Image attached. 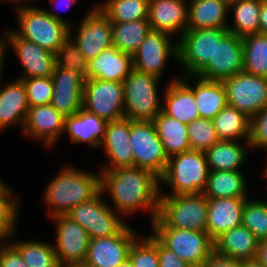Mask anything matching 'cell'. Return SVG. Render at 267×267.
Returning a JSON list of instances; mask_svg holds the SVG:
<instances>
[{
    "label": "cell",
    "instance_id": "6da1fadb",
    "mask_svg": "<svg viewBox=\"0 0 267 267\" xmlns=\"http://www.w3.org/2000/svg\"><path fill=\"white\" fill-rule=\"evenodd\" d=\"M159 185L158 176L136 166L103 170L100 174V190H109L118 213L127 215L138 208L149 209L152 221L159 211Z\"/></svg>",
    "mask_w": 267,
    "mask_h": 267
},
{
    "label": "cell",
    "instance_id": "7a4b0ae2",
    "mask_svg": "<svg viewBox=\"0 0 267 267\" xmlns=\"http://www.w3.org/2000/svg\"><path fill=\"white\" fill-rule=\"evenodd\" d=\"M100 191V175L66 167L49 183L44 199L45 204L51 206V217H54L66 215L78 204L90 201Z\"/></svg>",
    "mask_w": 267,
    "mask_h": 267
},
{
    "label": "cell",
    "instance_id": "3957f363",
    "mask_svg": "<svg viewBox=\"0 0 267 267\" xmlns=\"http://www.w3.org/2000/svg\"><path fill=\"white\" fill-rule=\"evenodd\" d=\"M208 198L203 193L163 195L153 228H177L206 232Z\"/></svg>",
    "mask_w": 267,
    "mask_h": 267
},
{
    "label": "cell",
    "instance_id": "277c9868",
    "mask_svg": "<svg viewBox=\"0 0 267 267\" xmlns=\"http://www.w3.org/2000/svg\"><path fill=\"white\" fill-rule=\"evenodd\" d=\"M17 15L19 32L14 33L54 54L69 37L70 24L54 12L25 5L17 8Z\"/></svg>",
    "mask_w": 267,
    "mask_h": 267
},
{
    "label": "cell",
    "instance_id": "5b68a950",
    "mask_svg": "<svg viewBox=\"0 0 267 267\" xmlns=\"http://www.w3.org/2000/svg\"><path fill=\"white\" fill-rule=\"evenodd\" d=\"M208 174L204 151L190 149L169 158L160 181L172 187L170 195L198 194L205 189Z\"/></svg>",
    "mask_w": 267,
    "mask_h": 267
},
{
    "label": "cell",
    "instance_id": "8992f818",
    "mask_svg": "<svg viewBox=\"0 0 267 267\" xmlns=\"http://www.w3.org/2000/svg\"><path fill=\"white\" fill-rule=\"evenodd\" d=\"M159 77L132 69L123 81L124 116L132 121H153L160 112Z\"/></svg>",
    "mask_w": 267,
    "mask_h": 267
},
{
    "label": "cell",
    "instance_id": "52a82bcc",
    "mask_svg": "<svg viewBox=\"0 0 267 267\" xmlns=\"http://www.w3.org/2000/svg\"><path fill=\"white\" fill-rule=\"evenodd\" d=\"M134 166L149 170L161 178L168 164V156L153 121L130 120V140Z\"/></svg>",
    "mask_w": 267,
    "mask_h": 267
},
{
    "label": "cell",
    "instance_id": "ba28073f",
    "mask_svg": "<svg viewBox=\"0 0 267 267\" xmlns=\"http://www.w3.org/2000/svg\"><path fill=\"white\" fill-rule=\"evenodd\" d=\"M153 231L165 247L192 267H200L214 251V240L207 232L177 228H153Z\"/></svg>",
    "mask_w": 267,
    "mask_h": 267
},
{
    "label": "cell",
    "instance_id": "9c48e42d",
    "mask_svg": "<svg viewBox=\"0 0 267 267\" xmlns=\"http://www.w3.org/2000/svg\"><path fill=\"white\" fill-rule=\"evenodd\" d=\"M227 28L186 30L178 44V61L187 75L196 76L214 58L215 44L228 33Z\"/></svg>",
    "mask_w": 267,
    "mask_h": 267
},
{
    "label": "cell",
    "instance_id": "30bf717a",
    "mask_svg": "<svg viewBox=\"0 0 267 267\" xmlns=\"http://www.w3.org/2000/svg\"><path fill=\"white\" fill-rule=\"evenodd\" d=\"M227 104L250 119L267 106V78L246 72L223 81Z\"/></svg>",
    "mask_w": 267,
    "mask_h": 267
},
{
    "label": "cell",
    "instance_id": "8fae6325",
    "mask_svg": "<svg viewBox=\"0 0 267 267\" xmlns=\"http://www.w3.org/2000/svg\"><path fill=\"white\" fill-rule=\"evenodd\" d=\"M82 108L107 122L125 117L123 83L86 79Z\"/></svg>",
    "mask_w": 267,
    "mask_h": 267
},
{
    "label": "cell",
    "instance_id": "7c38bea8",
    "mask_svg": "<svg viewBox=\"0 0 267 267\" xmlns=\"http://www.w3.org/2000/svg\"><path fill=\"white\" fill-rule=\"evenodd\" d=\"M102 195L100 191L90 201L78 204L66 214L86 230L90 239L115 235L126 224L103 202Z\"/></svg>",
    "mask_w": 267,
    "mask_h": 267
},
{
    "label": "cell",
    "instance_id": "4fadbf2b",
    "mask_svg": "<svg viewBox=\"0 0 267 267\" xmlns=\"http://www.w3.org/2000/svg\"><path fill=\"white\" fill-rule=\"evenodd\" d=\"M242 38L228 32L220 42H216L214 58L196 75L207 80L223 82L243 72Z\"/></svg>",
    "mask_w": 267,
    "mask_h": 267
},
{
    "label": "cell",
    "instance_id": "5bb4252c",
    "mask_svg": "<svg viewBox=\"0 0 267 267\" xmlns=\"http://www.w3.org/2000/svg\"><path fill=\"white\" fill-rule=\"evenodd\" d=\"M78 29L74 42L88 61L113 46L111 22L98 5L89 11Z\"/></svg>",
    "mask_w": 267,
    "mask_h": 267
},
{
    "label": "cell",
    "instance_id": "9a60e30c",
    "mask_svg": "<svg viewBox=\"0 0 267 267\" xmlns=\"http://www.w3.org/2000/svg\"><path fill=\"white\" fill-rule=\"evenodd\" d=\"M126 224L115 234L89 240L85 261L95 267H117L128 259L129 249L138 239Z\"/></svg>",
    "mask_w": 267,
    "mask_h": 267
},
{
    "label": "cell",
    "instance_id": "2e32d148",
    "mask_svg": "<svg viewBox=\"0 0 267 267\" xmlns=\"http://www.w3.org/2000/svg\"><path fill=\"white\" fill-rule=\"evenodd\" d=\"M170 35L166 32L151 30L132 56L133 68L160 78L167 60L171 56L178 59V44H171Z\"/></svg>",
    "mask_w": 267,
    "mask_h": 267
},
{
    "label": "cell",
    "instance_id": "e0dca14e",
    "mask_svg": "<svg viewBox=\"0 0 267 267\" xmlns=\"http://www.w3.org/2000/svg\"><path fill=\"white\" fill-rule=\"evenodd\" d=\"M56 222V247L54 250L61 267L71 262L85 261L89 246L86 230L67 215L52 217Z\"/></svg>",
    "mask_w": 267,
    "mask_h": 267
},
{
    "label": "cell",
    "instance_id": "ac0fdd59",
    "mask_svg": "<svg viewBox=\"0 0 267 267\" xmlns=\"http://www.w3.org/2000/svg\"><path fill=\"white\" fill-rule=\"evenodd\" d=\"M53 96L51 105L64 117L76 114L83 107L86 78L78 71L55 66L52 74Z\"/></svg>",
    "mask_w": 267,
    "mask_h": 267
},
{
    "label": "cell",
    "instance_id": "d6986e66",
    "mask_svg": "<svg viewBox=\"0 0 267 267\" xmlns=\"http://www.w3.org/2000/svg\"><path fill=\"white\" fill-rule=\"evenodd\" d=\"M6 37H8V43L15 49L22 66H24L25 75H22L20 80L52 76L56 66L54 53L29 40L18 37L14 31H6Z\"/></svg>",
    "mask_w": 267,
    "mask_h": 267
},
{
    "label": "cell",
    "instance_id": "ffe728a7",
    "mask_svg": "<svg viewBox=\"0 0 267 267\" xmlns=\"http://www.w3.org/2000/svg\"><path fill=\"white\" fill-rule=\"evenodd\" d=\"M130 140V119L123 117L108 122L103 143L108 154L110 165L104 170L134 166V157Z\"/></svg>",
    "mask_w": 267,
    "mask_h": 267
},
{
    "label": "cell",
    "instance_id": "44dd1931",
    "mask_svg": "<svg viewBox=\"0 0 267 267\" xmlns=\"http://www.w3.org/2000/svg\"><path fill=\"white\" fill-rule=\"evenodd\" d=\"M64 124L65 117L51 104H48L29 107L22 129L26 135L40 138V140L44 139L46 146L49 147L64 132Z\"/></svg>",
    "mask_w": 267,
    "mask_h": 267
},
{
    "label": "cell",
    "instance_id": "7402d4cb",
    "mask_svg": "<svg viewBox=\"0 0 267 267\" xmlns=\"http://www.w3.org/2000/svg\"><path fill=\"white\" fill-rule=\"evenodd\" d=\"M245 201L246 198H208L206 232L213 240L242 224Z\"/></svg>",
    "mask_w": 267,
    "mask_h": 267
},
{
    "label": "cell",
    "instance_id": "603a6c76",
    "mask_svg": "<svg viewBox=\"0 0 267 267\" xmlns=\"http://www.w3.org/2000/svg\"><path fill=\"white\" fill-rule=\"evenodd\" d=\"M188 6L184 0H149L150 29L173 35L187 30ZM179 30V31H178Z\"/></svg>",
    "mask_w": 267,
    "mask_h": 267
},
{
    "label": "cell",
    "instance_id": "cb8c5ba5",
    "mask_svg": "<svg viewBox=\"0 0 267 267\" xmlns=\"http://www.w3.org/2000/svg\"><path fill=\"white\" fill-rule=\"evenodd\" d=\"M188 77L169 83L165 89L164 106H162V111L166 115L186 125L200 118L194 93L186 85Z\"/></svg>",
    "mask_w": 267,
    "mask_h": 267
},
{
    "label": "cell",
    "instance_id": "d4e9b609",
    "mask_svg": "<svg viewBox=\"0 0 267 267\" xmlns=\"http://www.w3.org/2000/svg\"><path fill=\"white\" fill-rule=\"evenodd\" d=\"M132 69V55L112 46L89 61V79L123 83Z\"/></svg>",
    "mask_w": 267,
    "mask_h": 267
},
{
    "label": "cell",
    "instance_id": "484cf974",
    "mask_svg": "<svg viewBox=\"0 0 267 267\" xmlns=\"http://www.w3.org/2000/svg\"><path fill=\"white\" fill-rule=\"evenodd\" d=\"M259 240L243 224L223 232L214 240V251L239 260L257 256Z\"/></svg>",
    "mask_w": 267,
    "mask_h": 267
},
{
    "label": "cell",
    "instance_id": "4316f807",
    "mask_svg": "<svg viewBox=\"0 0 267 267\" xmlns=\"http://www.w3.org/2000/svg\"><path fill=\"white\" fill-rule=\"evenodd\" d=\"M108 122L81 108L76 114L65 117L64 131L72 142H88L97 148L105 137Z\"/></svg>",
    "mask_w": 267,
    "mask_h": 267
},
{
    "label": "cell",
    "instance_id": "83f0119b",
    "mask_svg": "<svg viewBox=\"0 0 267 267\" xmlns=\"http://www.w3.org/2000/svg\"><path fill=\"white\" fill-rule=\"evenodd\" d=\"M29 103L22 80L9 83L0 91V132L9 125L21 123L24 126Z\"/></svg>",
    "mask_w": 267,
    "mask_h": 267
},
{
    "label": "cell",
    "instance_id": "f1b7e54d",
    "mask_svg": "<svg viewBox=\"0 0 267 267\" xmlns=\"http://www.w3.org/2000/svg\"><path fill=\"white\" fill-rule=\"evenodd\" d=\"M226 0H192L188 4L187 30L227 28Z\"/></svg>",
    "mask_w": 267,
    "mask_h": 267
},
{
    "label": "cell",
    "instance_id": "f546056e",
    "mask_svg": "<svg viewBox=\"0 0 267 267\" xmlns=\"http://www.w3.org/2000/svg\"><path fill=\"white\" fill-rule=\"evenodd\" d=\"M198 82L192 88L200 118H213L227 105L226 89L223 82L207 80L198 77Z\"/></svg>",
    "mask_w": 267,
    "mask_h": 267
},
{
    "label": "cell",
    "instance_id": "4dcf8cb0",
    "mask_svg": "<svg viewBox=\"0 0 267 267\" xmlns=\"http://www.w3.org/2000/svg\"><path fill=\"white\" fill-rule=\"evenodd\" d=\"M153 122L168 158L191 149L186 124L166 115L163 111Z\"/></svg>",
    "mask_w": 267,
    "mask_h": 267
},
{
    "label": "cell",
    "instance_id": "1f68e13d",
    "mask_svg": "<svg viewBox=\"0 0 267 267\" xmlns=\"http://www.w3.org/2000/svg\"><path fill=\"white\" fill-rule=\"evenodd\" d=\"M246 181L240 171L209 170L203 194L207 198H246Z\"/></svg>",
    "mask_w": 267,
    "mask_h": 267
},
{
    "label": "cell",
    "instance_id": "d6a6232c",
    "mask_svg": "<svg viewBox=\"0 0 267 267\" xmlns=\"http://www.w3.org/2000/svg\"><path fill=\"white\" fill-rule=\"evenodd\" d=\"M211 171H239L246 158V150L233 140H219L204 151Z\"/></svg>",
    "mask_w": 267,
    "mask_h": 267
},
{
    "label": "cell",
    "instance_id": "836d02e7",
    "mask_svg": "<svg viewBox=\"0 0 267 267\" xmlns=\"http://www.w3.org/2000/svg\"><path fill=\"white\" fill-rule=\"evenodd\" d=\"M212 121L220 140L235 141L244 137L250 145V118L235 107L227 104Z\"/></svg>",
    "mask_w": 267,
    "mask_h": 267
},
{
    "label": "cell",
    "instance_id": "e575fe53",
    "mask_svg": "<svg viewBox=\"0 0 267 267\" xmlns=\"http://www.w3.org/2000/svg\"><path fill=\"white\" fill-rule=\"evenodd\" d=\"M113 46L118 50L134 55L151 31L148 19L131 22L111 23Z\"/></svg>",
    "mask_w": 267,
    "mask_h": 267
},
{
    "label": "cell",
    "instance_id": "d590c367",
    "mask_svg": "<svg viewBox=\"0 0 267 267\" xmlns=\"http://www.w3.org/2000/svg\"><path fill=\"white\" fill-rule=\"evenodd\" d=\"M263 0H236L229 3L233 7L235 25H228L229 32L238 37L259 33V17Z\"/></svg>",
    "mask_w": 267,
    "mask_h": 267
},
{
    "label": "cell",
    "instance_id": "8d00e7d4",
    "mask_svg": "<svg viewBox=\"0 0 267 267\" xmlns=\"http://www.w3.org/2000/svg\"><path fill=\"white\" fill-rule=\"evenodd\" d=\"M243 71L267 78V35L253 34L242 38Z\"/></svg>",
    "mask_w": 267,
    "mask_h": 267
},
{
    "label": "cell",
    "instance_id": "74e56055",
    "mask_svg": "<svg viewBox=\"0 0 267 267\" xmlns=\"http://www.w3.org/2000/svg\"><path fill=\"white\" fill-rule=\"evenodd\" d=\"M107 1L99 6V9L107 16L111 23L148 19L149 0Z\"/></svg>",
    "mask_w": 267,
    "mask_h": 267
},
{
    "label": "cell",
    "instance_id": "f35d334b",
    "mask_svg": "<svg viewBox=\"0 0 267 267\" xmlns=\"http://www.w3.org/2000/svg\"><path fill=\"white\" fill-rule=\"evenodd\" d=\"M20 253L28 267H61L54 246L39 241L11 243Z\"/></svg>",
    "mask_w": 267,
    "mask_h": 267
},
{
    "label": "cell",
    "instance_id": "ab89813d",
    "mask_svg": "<svg viewBox=\"0 0 267 267\" xmlns=\"http://www.w3.org/2000/svg\"><path fill=\"white\" fill-rule=\"evenodd\" d=\"M71 29L69 37L55 53V63L68 71H78L86 79H89V61L78 50L77 44L71 40Z\"/></svg>",
    "mask_w": 267,
    "mask_h": 267
},
{
    "label": "cell",
    "instance_id": "60d3db41",
    "mask_svg": "<svg viewBox=\"0 0 267 267\" xmlns=\"http://www.w3.org/2000/svg\"><path fill=\"white\" fill-rule=\"evenodd\" d=\"M243 207L242 224L259 240H267V202L250 201Z\"/></svg>",
    "mask_w": 267,
    "mask_h": 267
},
{
    "label": "cell",
    "instance_id": "b9f144b4",
    "mask_svg": "<svg viewBox=\"0 0 267 267\" xmlns=\"http://www.w3.org/2000/svg\"><path fill=\"white\" fill-rule=\"evenodd\" d=\"M187 134L191 149L198 151H205L220 140L213 121L204 118H198L189 123Z\"/></svg>",
    "mask_w": 267,
    "mask_h": 267
},
{
    "label": "cell",
    "instance_id": "7bdbcfd3",
    "mask_svg": "<svg viewBox=\"0 0 267 267\" xmlns=\"http://www.w3.org/2000/svg\"><path fill=\"white\" fill-rule=\"evenodd\" d=\"M128 258L133 267H159L157 238L151 234L143 240L136 239L129 249Z\"/></svg>",
    "mask_w": 267,
    "mask_h": 267
},
{
    "label": "cell",
    "instance_id": "ee69618b",
    "mask_svg": "<svg viewBox=\"0 0 267 267\" xmlns=\"http://www.w3.org/2000/svg\"><path fill=\"white\" fill-rule=\"evenodd\" d=\"M7 185L0 188V239L12 236L16 225L18 199L11 197V189Z\"/></svg>",
    "mask_w": 267,
    "mask_h": 267
},
{
    "label": "cell",
    "instance_id": "f6af8a7d",
    "mask_svg": "<svg viewBox=\"0 0 267 267\" xmlns=\"http://www.w3.org/2000/svg\"><path fill=\"white\" fill-rule=\"evenodd\" d=\"M25 85L29 107L51 104L53 96L52 77L21 79Z\"/></svg>",
    "mask_w": 267,
    "mask_h": 267
},
{
    "label": "cell",
    "instance_id": "bcb514c9",
    "mask_svg": "<svg viewBox=\"0 0 267 267\" xmlns=\"http://www.w3.org/2000/svg\"><path fill=\"white\" fill-rule=\"evenodd\" d=\"M251 147L267 148V106L250 119Z\"/></svg>",
    "mask_w": 267,
    "mask_h": 267
},
{
    "label": "cell",
    "instance_id": "7dc6e473",
    "mask_svg": "<svg viewBox=\"0 0 267 267\" xmlns=\"http://www.w3.org/2000/svg\"><path fill=\"white\" fill-rule=\"evenodd\" d=\"M0 267H28L19 251L12 245L0 246Z\"/></svg>",
    "mask_w": 267,
    "mask_h": 267
},
{
    "label": "cell",
    "instance_id": "c3c4849f",
    "mask_svg": "<svg viewBox=\"0 0 267 267\" xmlns=\"http://www.w3.org/2000/svg\"><path fill=\"white\" fill-rule=\"evenodd\" d=\"M159 267H192L157 239Z\"/></svg>",
    "mask_w": 267,
    "mask_h": 267
},
{
    "label": "cell",
    "instance_id": "681fc988",
    "mask_svg": "<svg viewBox=\"0 0 267 267\" xmlns=\"http://www.w3.org/2000/svg\"><path fill=\"white\" fill-rule=\"evenodd\" d=\"M200 267H241V260L213 251Z\"/></svg>",
    "mask_w": 267,
    "mask_h": 267
},
{
    "label": "cell",
    "instance_id": "f907efd6",
    "mask_svg": "<svg viewBox=\"0 0 267 267\" xmlns=\"http://www.w3.org/2000/svg\"><path fill=\"white\" fill-rule=\"evenodd\" d=\"M259 33L267 35V0H263L261 4L259 17Z\"/></svg>",
    "mask_w": 267,
    "mask_h": 267
},
{
    "label": "cell",
    "instance_id": "816d5d0a",
    "mask_svg": "<svg viewBox=\"0 0 267 267\" xmlns=\"http://www.w3.org/2000/svg\"><path fill=\"white\" fill-rule=\"evenodd\" d=\"M256 259L265 267H267V240L259 242Z\"/></svg>",
    "mask_w": 267,
    "mask_h": 267
},
{
    "label": "cell",
    "instance_id": "f5cc1de1",
    "mask_svg": "<svg viewBox=\"0 0 267 267\" xmlns=\"http://www.w3.org/2000/svg\"><path fill=\"white\" fill-rule=\"evenodd\" d=\"M241 267H265L256 258L241 260Z\"/></svg>",
    "mask_w": 267,
    "mask_h": 267
},
{
    "label": "cell",
    "instance_id": "db71d44e",
    "mask_svg": "<svg viewBox=\"0 0 267 267\" xmlns=\"http://www.w3.org/2000/svg\"><path fill=\"white\" fill-rule=\"evenodd\" d=\"M8 44V42H7V37H6V39L4 38V40L2 41L1 39H0V76H1V69H2V65H3V53L5 52L4 51V49L6 48V45ZM0 79H1V77H0Z\"/></svg>",
    "mask_w": 267,
    "mask_h": 267
},
{
    "label": "cell",
    "instance_id": "11a10c76",
    "mask_svg": "<svg viewBox=\"0 0 267 267\" xmlns=\"http://www.w3.org/2000/svg\"><path fill=\"white\" fill-rule=\"evenodd\" d=\"M63 267H95V266L88 264L86 261H78V262L68 263Z\"/></svg>",
    "mask_w": 267,
    "mask_h": 267
},
{
    "label": "cell",
    "instance_id": "9f6ffc18",
    "mask_svg": "<svg viewBox=\"0 0 267 267\" xmlns=\"http://www.w3.org/2000/svg\"><path fill=\"white\" fill-rule=\"evenodd\" d=\"M117 267H133V265L128 258L124 262L120 263Z\"/></svg>",
    "mask_w": 267,
    "mask_h": 267
},
{
    "label": "cell",
    "instance_id": "6f0895ef",
    "mask_svg": "<svg viewBox=\"0 0 267 267\" xmlns=\"http://www.w3.org/2000/svg\"><path fill=\"white\" fill-rule=\"evenodd\" d=\"M50 1H55V2H60V3H63L64 1H66L65 2V4H66V6H69V7H71L74 3L71 1V0H50ZM59 3H57V5H58ZM56 5V4H55Z\"/></svg>",
    "mask_w": 267,
    "mask_h": 267
},
{
    "label": "cell",
    "instance_id": "680465c9",
    "mask_svg": "<svg viewBox=\"0 0 267 267\" xmlns=\"http://www.w3.org/2000/svg\"><path fill=\"white\" fill-rule=\"evenodd\" d=\"M7 1H14V2L15 1L17 2L18 1V2H22V1H29V0H7Z\"/></svg>",
    "mask_w": 267,
    "mask_h": 267
},
{
    "label": "cell",
    "instance_id": "91938a15",
    "mask_svg": "<svg viewBox=\"0 0 267 267\" xmlns=\"http://www.w3.org/2000/svg\"><path fill=\"white\" fill-rule=\"evenodd\" d=\"M5 183L1 180L0 178V188L4 185Z\"/></svg>",
    "mask_w": 267,
    "mask_h": 267
},
{
    "label": "cell",
    "instance_id": "94428289",
    "mask_svg": "<svg viewBox=\"0 0 267 267\" xmlns=\"http://www.w3.org/2000/svg\"><path fill=\"white\" fill-rule=\"evenodd\" d=\"M228 3H230V2H233V1H236V0H226Z\"/></svg>",
    "mask_w": 267,
    "mask_h": 267
}]
</instances>
